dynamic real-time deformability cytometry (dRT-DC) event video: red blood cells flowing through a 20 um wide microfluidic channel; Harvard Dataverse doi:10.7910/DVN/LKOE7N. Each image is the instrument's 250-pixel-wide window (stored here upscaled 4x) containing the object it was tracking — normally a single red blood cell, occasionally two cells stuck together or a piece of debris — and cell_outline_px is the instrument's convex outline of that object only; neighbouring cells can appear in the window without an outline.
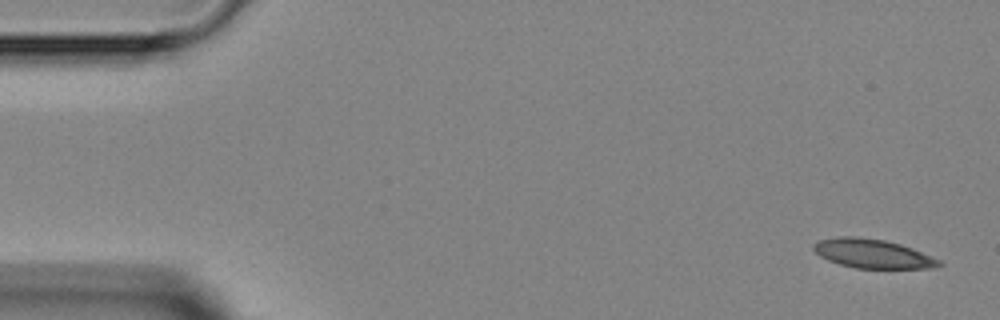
{"species": "Egyptian fruit bat (a non-hibernating species)", "species_latin": "Rousettus aegyptiacus", "temperature_condition": "room temperature", "stored_images_in_passage": 5, "segment_of_instrument_passage": [2, 2], "camera_frame_rate_fps": 3000, "um_per_image_px": 0.085, "animal": {"sex": "female"}, "frame": {"image": 1, "passage_image": 5, "time_ms": 5.0, "image_size_px": [1000, 320], "cell_outline_px": [[944, 264], [936, 268], [856, 268], [840, 264], [828, 260], [820, 256], [812, 248], [812, 244], [820, 240], [836, 236], [856, 236], [884, 240], [900, 244], [912, 248], [940, 260]], "centroid_in_image_um": [74.17, 21.55], "position_along_channel_um": 10.8, "area_um2": 21.21}}